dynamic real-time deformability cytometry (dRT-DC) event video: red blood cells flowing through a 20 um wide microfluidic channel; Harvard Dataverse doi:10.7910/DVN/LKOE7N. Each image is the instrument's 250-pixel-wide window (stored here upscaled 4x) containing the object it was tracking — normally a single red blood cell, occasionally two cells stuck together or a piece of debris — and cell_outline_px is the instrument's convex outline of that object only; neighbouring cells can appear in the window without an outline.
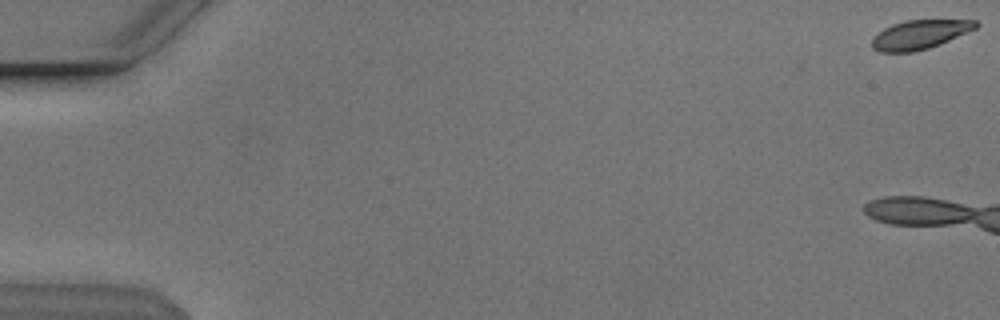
{"species": "Egyptian fruit bat (a non-hibernating species)", "species_latin": "Rousettus aegyptiacus", "temperature_condition": "cold", "stored_images_in_passage": 8, "camera_frame_rate_fps": 3000, "um_per_image_px": 0.085, "animal": {"sex": "male"}, "frame": {"image": 1, "passage_image": 1, "time_ms": 0.0, "image_size_px": [1000, 320], "cell_outline_px": [[980, 24], [976, 28], [940, 44], [928, 48], [912, 52], [880, 52], [872, 48], [872, 40], [884, 28], [892, 24], [908, 20], [976, 20]], "centroid_in_image_um": [78.19, 2.94], "position_along_channel_um": 6.8, "area_um2": 17.34}}